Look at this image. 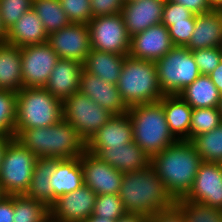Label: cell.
I'll use <instances>...</instances> for the list:
<instances>
[{
  "mask_svg": "<svg viewBox=\"0 0 222 222\" xmlns=\"http://www.w3.org/2000/svg\"><path fill=\"white\" fill-rule=\"evenodd\" d=\"M191 142L202 161L222 163V123L216 129L194 137Z\"/></svg>",
  "mask_w": 222,
  "mask_h": 222,
  "instance_id": "obj_31",
  "label": "cell"
},
{
  "mask_svg": "<svg viewBox=\"0 0 222 222\" xmlns=\"http://www.w3.org/2000/svg\"><path fill=\"white\" fill-rule=\"evenodd\" d=\"M41 222H59V221L49 214Z\"/></svg>",
  "mask_w": 222,
  "mask_h": 222,
  "instance_id": "obj_52",
  "label": "cell"
},
{
  "mask_svg": "<svg viewBox=\"0 0 222 222\" xmlns=\"http://www.w3.org/2000/svg\"><path fill=\"white\" fill-rule=\"evenodd\" d=\"M163 104L170 132L177 140H190L192 108L178 94L164 95Z\"/></svg>",
  "mask_w": 222,
  "mask_h": 222,
  "instance_id": "obj_25",
  "label": "cell"
},
{
  "mask_svg": "<svg viewBox=\"0 0 222 222\" xmlns=\"http://www.w3.org/2000/svg\"><path fill=\"white\" fill-rule=\"evenodd\" d=\"M200 74L209 75L222 60V47H210L192 51Z\"/></svg>",
  "mask_w": 222,
  "mask_h": 222,
  "instance_id": "obj_39",
  "label": "cell"
},
{
  "mask_svg": "<svg viewBox=\"0 0 222 222\" xmlns=\"http://www.w3.org/2000/svg\"><path fill=\"white\" fill-rule=\"evenodd\" d=\"M185 47L190 51L222 47V11L211 10L196 15L193 34Z\"/></svg>",
  "mask_w": 222,
  "mask_h": 222,
  "instance_id": "obj_22",
  "label": "cell"
},
{
  "mask_svg": "<svg viewBox=\"0 0 222 222\" xmlns=\"http://www.w3.org/2000/svg\"><path fill=\"white\" fill-rule=\"evenodd\" d=\"M49 215V208L25 194L14 195L13 222H41Z\"/></svg>",
  "mask_w": 222,
  "mask_h": 222,
  "instance_id": "obj_32",
  "label": "cell"
},
{
  "mask_svg": "<svg viewBox=\"0 0 222 222\" xmlns=\"http://www.w3.org/2000/svg\"><path fill=\"white\" fill-rule=\"evenodd\" d=\"M48 33L43 22L31 8L6 32L5 42L19 48L46 43Z\"/></svg>",
  "mask_w": 222,
  "mask_h": 222,
  "instance_id": "obj_23",
  "label": "cell"
},
{
  "mask_svg": "<svg viewBox=\"0 0 222 222\" xmlns=\"http://www.w3.org/2000/svg\"><path fill=\"white\" fill-rule=\"evenodd\" d=\"M147 222H186V220L181 211L174 206L167 211H161L148 217Z\"/></svg>",
  "mask_w": 222,
  "mask_h": 222,
  "instance_id": "obj_43",
  "label": "cell"
},
{
  "mask_svg": "<svg viewBox=\"0 0 222 222\" xmlns=\"http://www.w3.org/2000/svg\"><path fill=\"white\" fill-rule=\"evenodd\" d=\"M5 196L2 188L0 187V200Z\"/></svg>",
  "mask_w": 222,
  "mask_h": 222,
  "instance_id": "obj_54",
  "label": "cell"
},
{
  "mask_svg": "<svg viewBox=\"0 0 222 222\" xmlns=\"http://www.w3.org/2000/svg\"><path fill=\"white\" fill-rule=\"evenodd\" d=\"M32 2L33 0H0V21L6 32L32 8Z\"/></svg>",
  "mask_w": 222,
  "mask_h": 222,
  "instance_id": "obj_37",
  "label": "cell"
},
{
  "mask_svg": "<svg viewBox=\"0 0 222 222\" xmlns=\"http://www.w3.org/2000/svg\"><path fill=\"white\" fill-rule=\"evenodd\" d=\"M195 19H185V21L173 22L168 27V32L174 46L185 47L193 34Z\"/></svg>",
  "mask_w": 222,
  "mask_h": 222,
  "instance_id": "obj_41",
  "label": "cell"
},
{
  "mask_svg": "<svg viewBox=\"0 0 222 222\" xmlns=\"http://www.w3.org/2000/svg\"><path fill=\"white\" fill-rule=\"evenodd\" d=\"M21 48L0 43V90L18 92L23 86Z\"/></svg>",
  "mask_w": 222,
  "mask_h": 222,
  "instance_id": "obj_26",
  "label": "cell"
},
{
  "mask_svg": "<svg viewBox=\"0 0 222 222\" xmlns=\"http://www.w3.org/2000/svg\"><path fill=\"white\" fill-rule=\"evenodd\" d=\"M36 160L37 156L15 137L9 142L0 170V187L5 195L28 191Z\"/></svg>",
  "mask_w": 222,
  "mask_h": 222,
  "instance_id": "obj_8",
  "label": "cell"
},
{
  "mask_svg": "<svg viewBox=\"0 0 222 222\" xmlns=\"http://www.w3.org/2000/svg\"><path fill=\"white\" fill-rule=\"evenodd\" d=\"M133 127V141L150 157L177 141L170 132L163 104L158 102L128 108Z\"/></svg>",
  "mask_w": 222,
  "mask_h": 222,
  "instance_id": "obj_4",
  "label": "cell"
},
{
  "mask_svg": "<svg viewBox=\"0 0 222 222\" xmlns=\"http://www.w3.org/2000/svg\"><path fill=\"white\" fill-rule=\"evenodd\" d=\"M125 57L126 55L91 49L83 63V69L105 82L117 85Z\"/></svg>",
  "mask_w": 222,
  "mask_h": 222,
  "instance_id": "obj_27",
  "label": "cell"
},
{
  "mask_svg": "<svg viewBox=\"0 0 222 222\" xmlns=\"http://www.w3.org/2000/svg\"><path fill=\"white\" fill-rule=\"evenodd\" d=\"M132 1H135V0H124V2H132Z\"/></svg>",
  "mask_w": 222,
  "mask_h": 222,
  "instance_id": "obj_55",
  "label": "cell"
},
{
  "mask_svg": "<svg viewBox=\"0 0 222 222\" xmlns=\"http://www.w3.org/2000/svg\"><path fill=\"white\" fill-rule=\"evenodd\" d=\"M37 158H80L86 142L66 120L42 128L20 130L15 136Z\"/></svg>",
  "mask_w": 222,
  "mask_h": 222,
  "instance_id": "obj_3",
  "label": "cell"
},
{
  "mask_svg": "<svg viewBox=\"0 0 222 222\" xmlns=\"http://www.w3.org/2000/svg\"><path fill=\"white\" fill-rule=\"evenodd\" d=\"M209 77L217 87L219 93L222 95V60L219 65L209 74Z\"/></svg>",
  "mask_w": 222,
  "mask_h": 222,
  "instance_id": "obj_46",
  "label": "cell"
},
{
  "mask_svg": "<svg viewBox=\"0 0 222 222\" xmlns=\"http://www.w3.org/2000/svg\"><path fill=\"white\" fill-rule=\"evenodd\" d=\"M185 19H196V15L183 5L165 0L161 20L163 25L168 28L173 22L185 21Z\"/></svg>",
  "mask_w": 222,
  "mask_h": 222,
  "instance_id": "obj_40",
  "label": "cell"
},
{
  "mask_svg": "<svg viewBox=\"0 0 222 222\" xmlns=\"http://www.w3.org/2000/svg\"><path fill=\"white\" fill-rule=\"evenodd\" d=\"M183 199L222 210V163L203 161Z\"/></svg>",
  "mask_w": 222,
  "mask_h": 222,
  "instance_id": "obj_13",
  "label": "cell"
},
{
  "mask_svg": "<svg viewBox=\"0 0 222 222\" xmlns=\"http://www.w3.org/2000/svg\"><path fill=\"white\" fill-rule=\"evenodd\" d=\"M97 194L85 184L57 198L49 214L59 222H85L93 214Z\"/></svg>",
  "mask_w": 222,
  "mask_h": 222,
  "instance_id": "obj_15",
  "label": "cell"
},
{
  "mask_svg": "<svg viewBox=\"0 0 222 222\" xmlns=\"http://www.w3.org/2000/svg\"><path fill=\"white\" fill-rule=\"evenodd\" d=\"M222 123L218 107L194 108L191 114L190 141L203 133L216 129Z\"/></svg>",
  "mask_w": 222,
  "mask_h": 222,
  "instance_id": "obj_34",
  "label": "cell"
},
{
  "mask_svg": "<svg viewBox=\"0 0 222 222\" xmlns=\"http://www.w3.org/2000/svg\"><path fill=\"white\" fill-rule=\"evenodd\" d=\"M119 194L97 195L93 209L94 216L117 220L126 214Z\"/></svg>",
  "mask_w": 222,
  "mask_h": 222,
  "instance_id": "obj_36",
  "label": "cell"
},
{
  "mask_svg": "<svg viewBox=\"0 0 222 222\" xmlns=\"http://www.w3.org/2000/svg\"><path fill=\"white\" fill-rule=\"evenodd\" d=\"M218 109H219L220 114H221V117H222V95H221V98H220V100H219Z\"/></svg>",
  "mask_w": 222,
  "mask_h": 222,
  "instance_id": "obj_53",
  "label": "cell"
},
{
  "mask_svg": "<svg viewBox=\"0 0 222 222\" xmlns=\"http://www.w3.org/2000/svg\"><path fill=\"white\" fill-rule=\"evenodd\" d=\"M119 197L127 213L148 217L169 210L176 202L152 166L124 173Z\"/></svg>",
  "mask_w": 222,
  "mask_h": 222,
  "instance_id": "obj_2",
  "label": "cell"
},
{
  "mask_svg": "<svg viewBox=\"0 0 222 222\" xmlns=\"http://www.w3.org/2000/svg\"><path fill=\"white\" fill-rule=\"evenodd\" d=\"M120 96L129 108L133 105L158 102L161 90L154 61L126 55L117 83Z\"/></svg>",
  "mask_w": 222,
  "mask_h": 222,
  "instance_id": "obj_5",
  "label": "cell"
},
{
  "mask_svg": "<svg viewBox=\"0 0 222 222\" xmlns=\"http://www.w3.org/2000/svg\"><path fill=\"white\" fill-rule=\"evenodd\" d=\"M79 91L101 107H104L112 115L128 112V107L123 102L117 85L105 82L100 77L92 75L84 69L80 75Z\"/></svg>",
  "mask_w": 222,
  "mask_h": 222,
  "instance_id": "obj_17",
  "label": "cell"
},
{
  "mask_svg": "<svg viewBox=\"0 0 222 222\" xmlns=\"http://www.w3.org/2000/svg\"><path fill=\"white\" fill-rule=\"evenodd\" d=\"M92 17L120 13L124 0H90Z\"/></svg>",
  "mask_w": 222,
  "mask_h": 222,
  "instance_id": "obj_42",
  "label": "cell"
},
{
  "mask_svg": "<svg viewBox=\"0 0 222 222\" xmlns=\"http://www.w3.org/2000/svg\"><path fill=\"white\" fill-rule=\"evenodd\" d=\"M158 81L165 95L179 94L200 75L192 51L174 46L165 56L155 61Z\"/></svg>",
  "mask_w": 222,
  "mask_h": 222,
  "instance_id": "obj_7",
  "label": "cell"
},
{
  "mask_svg": "<svg viewBox=\"0 0 222 222\" xmlns=\"http://www.w3.org/2000/svg\"><path fill=\"white\" fill-rule=\"evenodd\" d=\"M56 169V158H37L30 187L25 195L44 203L48 208L53 204V187L49 183Z\"/></svg>",
  "mask_w": 222,
  "mask_h": 222,
  "instance_id": "obj_28",
  "label": "cell"
},
{
  "mask_svg": "<svg viewBox=\"0 0 222 222\" xmlns=\"http://www.w3.org/2000/svg\"><path fill=\"white\" fill-rule=\"evenodd\" d=\"M47 43L59 58L84 63L91 51L88 24L70 23L48 35Z\"/></svg>",
  "mask_w": 222,
  "mask_h": 222,
  "instance_id": "obj_12",
  "label": "cell"
},
{
  "mask_svg": "<svg viewBox=\"0 0 222 222\" xmlns=\"http://www.w3.org/2000/svg\"><path fill=\"white\" fill-rule=\"evenodd\" d=\"M63 119V101L44 87H23L17 92L15 135L20 130L42 128Z\"/></svg>",
  "mask_w": 222,
  "mask_h": 222,
  "instance_id": "obj_6",
  "label": "cell"
},
{
  "mask_svg": "<svg viewBox=\"0 0 222 222\" xmlns=\"http://www.w3.org/2000/svg\"><path fill=\"white\" fill-rule=\"evenodd\" d=\"M212 10L222 11V0H208Z\"/></svg>",
  "mask_w": 222,
  "mask_h": 222,
  "instance_id": "obj_50",
  "label": "cell"
},
{
  "mask_svg": "<svg viewBox=\"0 0 222 222\" xmlns=\"http://www.w3.org/2000/svg\"><path fill=\"white\" fill-rule=\"evenodd\" d=\"M17 92L0 90V135L15 136Z\"/></svg>",
  "mask_w": 222,
  "mask_h": 222,
  "instance_id": "obj_35",
  "label": "cell"
},
{
  "mask_svg": "<svg viewBox=\"0 0 222 222\" xmlns=\"http://www.w3.org/2000/svg\"><path fill=\"white\" fill-rule=\"evenodd\" d=\"M14 195H5L0 200V222H13Z\"/></svg>",
  "mask_w": 222,
  "mask_h": 222,
  "instance_id": "obj_45",
  "label": "cell"
},
{
  "mask_svg": "<svg viewBox=\"0 0 222 222\" xmlns=\"http://www.w3.org/2000/svg\"><path fill=\"white\" fill-rule=\"evenodd\" d=\"M85 222H116V220L91 215L89 218L86 219Z\"/></svg>",
  "mask_w": 222,
  "mask_h": 222,
  "instance_id": "obj_49",
  "label": "cell"
},
{
  "mask_svg": "<svg viewBox=\"0 0 222 222\" xmlns=\"http://www.w3.org/2000/svg\"><path fill=\"white\" fill-rule=\"evenodd\" d=\"M82 70V63L59 58L44 88L54 97L64 101L79 91Z\"/></svg>",
  "mask_w": 222,
  "mask_h": 222,
  "instance_id": "obj_21",
  "label": "cell"
},
{
  "mask_svg": "<svg viewBox=\"0 0 222 222\" xmlns=\"http://www.w3.org/2000/svg\"><path fill=\"white\" fill-rule=\"evenodd\" d=\"M112 116L80 91L63 101V119L87 142Z\"/></svg>",
  "mask_w": 222,
  "mask_h": 222,
  "instance_id": "obj_9",
  "label": "cell"
},
{
  "mask_svg": "<svg viewBox=\"0 0 222 222\" xmlns=\"http://www.w3.org/2000/svg\"><path fill=\"white\" fill-rule=\"evenodd\" d=\"M173 47L168 28L161 23L133 35L130 40L129 55L155 62L165 56Z\"/></svg>",
  "mask_w": 222,
  "mask_h": 222,
  "instance_id": "obj_16",
  "label": "cell"
},
{
  "mask_svg": "<svg viewBox=\"0 0 222 222\" xmlns=\"http://www.w3.org/2000/svg\"><path fill=\"white\" fill-rule=\"evenodd\" d=\"M91 49L129 55L131 37L120 13L93 17L88 23Z\"/></svg>",
  "mask_w": 222,
  "mask_h": 222,
  "instance_id": "obj_10",
  "label": "cell"
},
{
  "mask_svg": "<svg viewBox=\"0 0 222 222\" xmlns=\"http://www.w3.org/2000/svg\"><path fill=\"white\" fill-rule=\"evenodd\" d=\"M71 23L88 24L92 17L90 0H59Z\"/></svg>",
  "mask_w": 222,
  "mask_h": 222,
  "instance_id": "obj_38",
  "label": "cell"
},
{
  "mask_svg": "<svg viewBox=\"0 0 222 222\" xmlns=\"http://www.w3.org/2000/svg\"><path fill=\"white\" fill-rule=\"evenodd\" d=\"M84 184L97 195L119 194L123 174L87 150L80 157Z\"/></svg>",
  "mask_w": 222,
  "mask_h": 222,
  "instance_id": "obj_14",
  "label": "cell"
},
{
  "mask_svg": "<svg viewBox=\"0 0 222 222\" xmlns=\"http://www.w3.org/2000/svg\"><path fill=\"white\" fill-rule=\"evenodd\" d=\"M5 38H6V31L2 27L1 21H0V43L5 42Z\"/></svg>",
  "mask_w": 222,
  "mask_h": 222,
  "instance_id": "obj_51",
  "label": "cell"
},
{
  "mask_svg": "<svg viewBox=\"0 0 222 222\" xmlns=\"http://www.w3.org/2000/svg\"><path fill=\"white\" fill-rule=\"evenodd\" d=\"M175 206L181 211L186 222H222V210L179 198Z\"/></svg>",
  "mask_w": 222,
  "mask_h": 222,
  "instance_id": "obj_33",
  "label": "cell"
},
{
  "mask_svg": "<svg viewBox=\"0 0 222 222\" xmlns=\"http://www.w3.org/2000/svg\"><path fill=\"white\" fill-rule=\"evenodd\" d=\"M32 9L43 22L48 35L71 23L59 0H33Z\"/></svg>",
  "mask_w": 222,
  "mask_h": 222,
  "instance_id": "obj_30",
  "label": "cell"
},
{
  "mask_svg": "<svg viewBox=\"0 0 222 222\" xmlns=\"http://www.w3.org/2000/svg\"><path fill=\"white\" fill-rule=\"evenodd\" d=\"M21 58L24 87H44L59 60L47 42L21 47Z\"/></svg>",
  "mask_w": 222,
  "mask_h": 222,
  "instance_id": "obj_11",
  "label": "cell"
},
{
  "mask_svg": "<svg viewBox=\"0 0 222 222\" xmlns=\"http://www.w3.org/2000/svg\"><path fill=\"white\" fill-rule=\"evenodd\" d=\"M133 141V127L128 112L112 115L86 142V148H117Z\"/></svg>",
  "mask_w": 222,
  "mask_h": 222,
  "instance_id": "obj_20",
  "label": "cell"
},
{
  "mask_svg": "<svg viewBox=\"0 0 222 222\" xmlns=\"http://www.w3.org/2000/svg\"><path fill=\"white\" fill-rule=\"evenodd\" d=\"M14 138V136L0 135V170L3 162V157L9 142Z\"/></svg>",
  "mask_w": 222,
  "mask_h": 222,
  "instance_id": "obj_48",
  "label": "cell"
},
{
  "mask_svg": "<svg viewBox=\"0 0 222 222\" xmlns=\"http://www.w3.org/2000/svg\"><path fill=\"white\" fill-rule=\"evenodd\" d=\"M86 150L122 173L143 170L151 166V158L134 141L123 147Z\"/></svg>",
  "mask_w": 222,
  "mask_h": 222,
  "instance_id": "obj_19",
  "label": "cell"
},
{
  "mask_svg": "<svg viewBox=\"0 0 222 222\" xmlns=\"http://www.w3.org/2000/svg\"><path fill=\"white\" fill-rule=\"evenodd\" d=\"M49 183L53 187V203L62 195L83 186L84 179L80 158H56V169L51 175Z\"/></svg>",
  "mask_w": 222,
  "mask_h": 222,
  "instance_id": "obj_24",
  "label": "cell"
},
{
  "mask_svg": "<svg viewBox=\"0 0 222 222\" xmlns=\"http://www.w3.org/2000/svg\"><path fill=\"white\" fill-rule=\"evenodd\" d=\"M170 1L183 5L195 15L206 13L212 10L208 0H170Z\"/></svg>",
  "mask_w": 222,
  "mask_h": 222,
  "instance_id": "obj_44",
  "label": "cell"
},
{
  "mask_svg": "<svg viewBox=\"0 0 222 222\" xmlns=\"http://www.w3.org/2000/svg\"><path fill=\"white\" fill-rule=\"evenodd\" d=\"M192 108L218 107L221 94L209 75L200 74L178 94Z\"/></svg>",
  "mask_w": 222,
  "mask_h": 222,
  "instance_id": "obj_29",
  "label": "cell"
},
{
  "mask_svg": "<svg viewBox=\"0 0 222 222\" xmlns=\"http://www.w3.org/2000/svg\"><path fill=\"white\" fill-rule=\"evenodd\" d=\"M148 216L139 213H126L116 220V222H147Z\"/></svg>",
  "mask_w": 222,
  "mask_h": 222,
  "instance_id": "obj_47",
  "label": "cell"
},
{
  "mask_svg": "<svg viewBox=\"0 0 222 222\" xmlns=\"http://www.w3.org/2000/svg\"><path fill=\"white\" fill-rule=\"evenodd\" d=\"M165 0H135L126 2L121 10L130 37L161 24Z\"/></svg>",
  "mask_w": 222,
  "mask_h": 222,
  "instance_id": "obj_18",
  "label": "cell"
},
{
  "mask_svg": "<svg viewBox=\"0 0 222 222\" xmlns=\"http://www.w3.org/2000/svg\"><path fill=\"white\" fill-rule=\"evenodd\" d=\"M190 140H177L151 158V166L176 201L191 190L202 163Z\"/></svg>",
  "mask_w": 222,
  "mask_h": 222,
  "instance_id": "obj_1",
  "label": "cell"
}]
</instances>
